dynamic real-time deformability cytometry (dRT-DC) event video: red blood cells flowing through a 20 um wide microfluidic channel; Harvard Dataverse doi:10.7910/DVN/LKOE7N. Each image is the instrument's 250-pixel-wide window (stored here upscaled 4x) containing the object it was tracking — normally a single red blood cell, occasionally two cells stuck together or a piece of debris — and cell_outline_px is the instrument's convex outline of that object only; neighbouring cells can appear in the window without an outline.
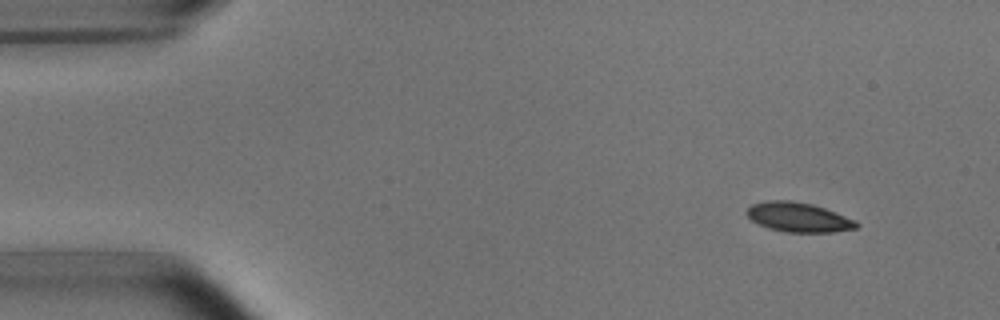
{"species": "common noctule bat (a hibernating species)", "species_latin": "Nyctalus noctula", "temperature_condition": "room temperature", "stored_images_in_passage": 3, "camera_frame_rate_fps": 3000, "um_per_image_px": 0.085, "animal": {"sex": "male", "body_mass_g": 15.6}, "frame": {"image": 1, "passage_image": 1, "time_ms": 0.0, "image_size_px": [1000, 320], "cell_outline_px": [[860, 224], [856, 228], [832, 232], [784, 232], [768, 228], [752, 220], [744, 212], [752, 204], [768, 200], [792, 200], [812, 204], [824, 208], [856, 220]], "centroid_in_image_um": [67.86, 18.46], "position_along_channel_um": 17.1, "area_um2": 18.84}}
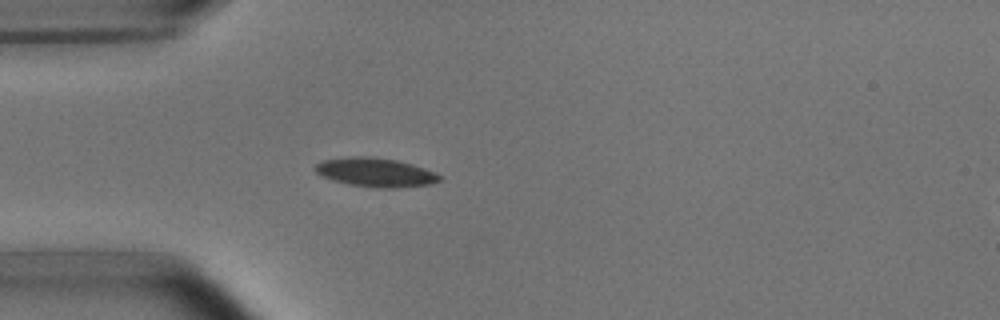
{"frame": {"image": 2, "passage_image": 3, "time_ms": 3.333, "image_size_px": [1000, 320], "cell_outline_px": [[444, 180], [432, 184], [396, 188], [376, 188], [348, 184], [332, 180], [320, 176], [316, 172], [316, 164], [324, 160], [348, 156], [372, 156], [396, 160], [412, 164], [436, 172]], "centroid_in_image_um": [31.95, 14.65], "position_along_channel_um": 53.1, "area_um2": 21.21}}